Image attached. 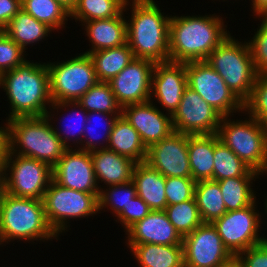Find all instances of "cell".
<instances>
[{"label":"cell","mask_w":267,"mask_h":267,"mask_svg":"<svg viewBox=\"0 0 267 267\" xmlns=\"http://www.w3.org/2000/svg\"><path fill=\"white\" fill-rule=\"evenodd\" d=\"M217 16L170 18L169 61H206L210 53L230 34Z\"/></svg>","instance_id":"6da1fadb"},{"label":"cell","mask_w":267,"mask_h":267,"mask_svg":"<svg viewBox=\"0 0 267 267\" xmlns=\"http://www.w3.org/2000/svg\"><path fill=\"white\" fill-rule=\"evenodd\" d=\"M3 86L11 105L9 119L45 116L50 96L47 65L25 60L17 68L2 73Z\"/></svg>","instance_id":"7a4b0ae2"},{"label":"cell","mask_w":267,"mask_h":267,"mask_svg":"<svg viewBox=\"0 0 267 267\" xmlns=\"http://www.w3.org/2000/svg\"><path fill=\"white\" fill-rule=\"evenodd\" d=\"M127 25V44L135 58L155 63L169 61L170 17L153 0H133Z\"/></svg>","instance_id":"3957f363"},{"label":"cell","mask_w":267,"mask_h":267,"mask_svg":"<svg viewBox=\"0 0 267 267\" xmlns=\"http://www.w3.org/2000/svg\"><path fill=\"white\" fill-rule=\"evenodd\" d=\"M49 112L39 117H19L8 120L9 151L42 161L52 168L67 149L49 123ZM19 147L18 150L15 146Z\"/></svg>","instance_id":"277c9868"},{"label":"cell","mask_w":267,"mask_h":267,"mask_svg":"<svg viewBox=\"0 0 267 267\" xmlns=\"http://www.w3.org/2000/svg\"><path fill=\"white\" fill-rule=\"evenodd\" d=\"M57 237L48 224L42 200L14 197L0 198V245L8 240H39Z\"/></svg>","instance_id":"5b68a950"},{"label":"cell","mask_w":267,"mask_h":267,"mask_svg":"<svg viewBox=\"0 0 267 267\" xmlns=\"http://www.w3.org/2000/svg\"><path fill=\"white\" fill-rule=\"evenodd\" d=\"M206 61L243 103L249 98L257 72L248 42L242 45L228 35Z\"/></svg>","instance_id":"8992f818"},{"label":"cell","mask_w":267,"mask_h":267,"mask_svg":"<svg viewBox=\"0 0 267 267\" xmlns=\"http://www.w3.org/2000/svg\"><path fill=\"white\" fill-rule=\"evenodd\" d=\"M225 116L217 135L247 166L259 174L267 173V141L260 121H232ZM228 120V121H227Z\"/></svg>","instance_id":"52a82bcc"},{"label":"cell","mask_w":267,"mask_h":267,"mask_svg":"<svg viewBox=\"0 0 267 267\" xmlns=\"http://www.w3.org/2000/svg\"><path fill=\"white\" fill-rule=\"evenodd\" d=\"M49 71L50 96L53 103L77 102L98 82L89 54L66 62L46 64Z\"/></svg>","instance_id":"ba28073f"},{"label":"cell","mask_w":267,"mask_h":267,"mask_svg":"<svg viewBox=\"0 0 267 267\" xmlns=\"http://www.w3.org/2000/svg\"><path fill=\"white\" fill-rule=\"evenodd\" d=\"M100 194L85 193L51 181L43 196V204L48 224L58 234L65 231V220L82 218L99 211Z\"/></svg>","instance_id":"9c48e42d"},{"label":"cell","mask_w":267,"mask_h":267,"mask_svg":"<svg viewBox=\"0 0 267 267\" xmlns=\"http://www.w3.org/2000/svg\"><path fill=\"white\" fill-rule=\"evenodd\" d=\"M12 156L13 158L15 156V160L12 159ZM3 168L4 172L7 168L11 169L9 177L4 173V190L5 193L14 197L42 200L53 180L50 165L34 158L14 155L9 150Z\"/></svg>","instance_id":"30bf717a"},{"label":"cell","mask_w":267,"mask_h":267,"mask_svg":"<svg viewBox=\"0 0 267 267\" xmlns=\"http://www.w3.org/2000/svg\"><path fill=\"white\" fill-rule=\"evenodd\" d=\"M187 86L197 92L223 117L244 109V103L231 91L207 61L186 63Z\"/></svg>","instance_id":"8fae6325"},{"label":"cell","mask_w":267,"mask_h":267,"mask_svg":"<svg viewBox=\"0 0 267 267\" xmlns=\"http://www.w3.org/2000/svg\"><path fill=\"white\" fill-rule=\"evenodd\" d=\"M255 208L254 202L243 209L227 211L212 223L234 257L266 239L258 237L260 220Z\"/></svg>","instance_id":"7c38bea8"},{"label":"cell","mask_w":267,"mask_h":267,"mask_svg":"<svg viewBox=\"0 0 267 267\" xmlns=\"http://www.w3.org/2000/svg\"><path fill=\"white\" fill-rule=\"evenodd\" d=\"M185 267H222L234 256L212 223H203L183 237Z\"/></svg>","instance_id":"4fadbf2b"},{"label":"cell","mask_w":267,"mask_h":267,"mask_svg":"<svg viewBox=\"0 0 267 267\" xmlns=\"http://www.w3.org/2000/svg\"><path fill=\"white\" fill-rule=\"evenodd\" d=\"M173 129L189 135L217 134L223 116L189 87L171 115Z\"/></svg>","instance_id":"5bb4252c"},{"label":"cell","mask_w":267,"mask_h":267,"mask_svg":"<svg viewBox=\"0 0 267 267\" xmlns=\"http://www.w3.org/2000/svg\"><path fill=\"white\" fill-rule=\"evenodd\" d=\"M155 64L148 59L134 58L108 82L117 103L121 107L150 101Z\"/></svg>","instance_id":"9a60e30c"},{"label":"cell","mask_w":267,"mask_h":267,"mask_svg":"<svg viewBox=\"0 0 267 267\" xmlns=\"http://www.w3.org/2000/svg\"><path fill=\"white\" fill-rule=\"evenodd\" d=\"M165 177H191L188 134L172 132L147 149L146 161Z\"/></svg>","instance_id":"2e32d148"},{"label":"cell","mask_w":267,"mask_h":267,"mask_svg":"<svg viewBox=\"0 0 267 267\" xmlns=\"http://www.w3.org/2000/svg\"><path fill=\"white\" fill-rule=\"evenodd\" d=\"M53 181L62 187L91 194H100L92 157L89 151L67 148L52 168ZM98 187V188H97ZM100 189V190H99Z\"/></svg>","instance_id":"e0dca14e"},{"label":"cell","mask_w":267,"mask_h":267,"mask_svg":"<svg viewBox=\"0 0 267 267\" xmlns=\"http://www.w3.org/2000/svg\"><path fill=\"white\" fill-rule=\"evenodd\" d=\"M152 103L150 100L129 104L123 106L121 110V114L139 133L141 141L147 149L174 132L171 115L167 117Z\"/></svg>","instance_id":"ac0fdd59"},{"label":"cell","mask_w":267,"mask_h":267,"mask_svg":"<svg viewBox=\"0 0 267 267\" xmlns=\"http://www.w3.org/2000/svg\"><path fill=\"white\" fill-rule=\"evenodd\" d=\"M187 87L186 63L167 61L155 64L151 93L168 110L167 116L178 108Z\"/></svg>","instance_id":"d6986e66"},{"label":"cell","mask_w":267,"mask_h":267,"mask_svg":"<svg viewBox=\"0 0 267 267\" xmlns=\"http://www.w3.org/2000/svg\"><path fill=\"white\" fill-rule=\"evenodd\" d=\"M82 145L80 149L91 154L96 181H104L108 186L132 181L135 161L107 148L98 149L93 140H87Z\"/></svg>","instance_id":"ffe728a7"},{"label":"cell","mask_w":267,"mask_h":267,"mask_svg":"<svg viewBox=\"0 0 267 267\" xmlns=\"http://www.w3.org/2000/svg\"><path fill=\"white\" fill-rule=\"evenodd\" d=\"M127 244L183 245V237L164 210H152L128 230Z\"/></svg>","instance_id":"44dd1931"},{"label":"cell","mask_w":267,"mask_h":267,"mask_svg":"<svg viewBox=\"0 0 267 267\" xmlns=\"http://www.w3.org/2000/svg\"><path fill=\"white\" fill-rule=\"evenodd\" d=\"M132 182L137 196L143 199L151 210H164L167 206L165 176L147 162L136 163Z\"/></svg>","instance_id":"7402d4cb"},{"label":"cell","mask_w":267,"mask_h":267,"mask_svg":"<svg viewBox=\"0 0 267 267\" xmlns=\"http://www.w3.org/2000/svg\"><path fill=\"white\" fill-rule=\"evenodd\" d=\"M123 11L116 17L84 22L86 32L92 41V50L100 51L118 47L127 43V21L123 18Z\"/></svg>","instance_id":"603a6c76"},{"label":"cell","mask_w":267,"mask_h":267,"mask_svg":"<svg viewBox=\"0 0 267 267\" xmlns=\"http://www.w3.org/2000/svg\"><path fill=\"white\" fill-rule=\"evenodd\" d=\"M109 144V145H107ZM101 149H109L128 157L136 163L145 162L147 148L142 143L139 133L121 114L117 117L110 134L109 142Z\"/></svg>","instance_id":"cb8c5ba5"},{"label":"cell","mask_w":267,"mask_h":267,"mask_svg":"<svg viewBox=\"0 0 267 267\" xmlns=\"http://www.w3.org/2000/svg\"><path fill=\"white\" fill-rule=\"evenodd\" d=\"M213 158L214 134H188V159L191 177L196 182L213 180Z\"/></svg>","instance_id":"d4e9b609"},{"label":"cell","mask_w":267,"mask_h":267,"mask_svg":"<svg viewBox=\"0 0 267 267\" xmlns=\"http://www.w3.org/2000/svg\"><path fill=\"white\" fill-rule=\"evenodd\" d=\"M140 267H184L183 245L128 244Z\"/></svg>","instance_id":"484cf974"},{"label":"cell","mask_w":267,"mask_h":267,"mask_svg":"<svg viewBox=\"0 0 267 267\" xmlns=\"http://www.w3.org/2000/svg\"><path fill=\"white\" fill-rule=\"evenodd\" d=\"M89 56L93 61L99 82H109L135 58L127 43L110 49L90 52Z\"/></svg>","instance_id":"4316f807"},{"label":"cell","mask_w":267,"mask_h":267,"mask_svg":"<svg viewBox=\"0 0 267 267\" xmlns=\"http://www.w3.org/2000/svg\"><path fill=\"white\" fill-rule=\"evenodd\" d=\"M213 180L220 181L232 177L257 176L258 172L247 166L230 148L214 134Z\"/></svg>","instance_id":"83f0119b"},{"label":"cell","mask_w":267,"mask_h":267,"mask_svg":"<svg viewBox=\"0 0 267 267\" xmlns=\"http://www.w3.org/2000/svg\"><path fill=\"white\" fill-rule=\"evenodd\" d=\"M194 198L203 223H213L227 212L218 181L196 182Z\"/></svg>","instance_id":"f1b7e54d"},{"label":"cell","mask_w":267,"mask_h":267,"mask_svg":"<svg viewBox=\"0 0 267 267\" xmlns=\"http://www.w3.org/2000/svg\"><path fill=\"white\" fill-rule=\"evenodd\" d=\"M52 29L39 22L22 9L14 16L3 31L23 50L28 44L44 39Z\"/></svg>","instance_id":"f546056e"},{"label":"cell","mask_w":267,"mask_h":267,"mask_svg":"<svg viewBox=\"0 0 267 267\" xmlns=\"http://www.w3.org/2000/svg\"><path fill=\"white\" fill-rule=\"evenodd\" d=\"M256 176L232 177L218 181L227 211L240 210L255 202L250 182Z\"/></svg>","instance_id":"4dcf8cb0"},{"label":"cell","mask_w":267,"mask_h":267,"mask_svg":"<svg viewBox=\"0 0 267 267\" xmlns=\"http://www.w3.org/2000/svg\"><path fill=\"white\" fill-rule=\"evenodd\" d=\"M129 0H77L70 13L83 23L91 20L108 19L118 16L128 5Z\"/></svg>","instance_id":"1f68e13d"},{"label":"cell","mask_w":267,"mask_h":267,"mask_svg":"<svg viewBox=\"0 0 267 267\" xmlns=\"http://www.w3.org/2000/svg\"><path fill=\"white\" fill-rule=\"evenodd\" d=\"M22 10L52 30L63 27L70 12L56 0H21Z\"/></svg>","instance_id":"d6a6232c"},{"label":"cell","mask_w":267,"mask_h":267,"mask_svg":"<svg viewBox=\"0 0 267 267\" xmlns=\"http://www.w3.org/2000/svg\"><path fill=\"white\" fill-rule=\"evenodd\" d=\"M77 102L86 112L121 114L122 110L108 82L98 81Z\"/></svg>","instance_id":"836d02e7"},{"label":"cell","mask_w":267,"mask_h":267,"mask_svg":"<svg viewBox=\"0 0 267 267\" xmlns=\"http://www.w3.org/2000/svg\"><path fill=\"white\" fill-rule=\"evenodd\" d=\"M164 211L182 237L203 224L195 198L167 205Z\"/></svg>","instance_id":"e575fe53"},{"label":"cell","mask_w":267,"mask_h":267,"mask_svg":"<svg viewBox=\"0 0 267 267\" xmlns=\"http://www.w3.org/2000/svg\"><path fill=\"white\" fill-rule=\"evenodd\" d=\"M136 195V188L132 181L109 186V190L106 189V192L105 190L100 191V196L98 199L99 210L108 205L117 215L123 208L127 207V205L130 203V200Z\"/></svg>","instance_id":"d590c367"},{"label":"cell","mask_w":267,"mask_h":267,"mask_svg":"<svg viewBox=\"0 0 267 267\" xmlns=\"http://www.w3.org/2000/svg\"><path fill=\"white\" fill-rule=\"evenodd\" d=\"M249 117L261 121L267 116V73L257 74L252 92L244 102V109Z\"/></svg>","instance_id":"8d00e7d4"},{"label":"cell","mask_w":267,"mask_h":267,"mask_svg":"<svg viewBox=\"0 0 267 267\" xmlns=\"http://www.w3.org/2000/svg\"><path fill=\"white\" fill-rule=\"evenodd\" d=\"M195 184L196 181L192 177H165L167 205L193 199Z\"/></svg>","instance_id":"74e56055"},{"label":"cell","mask_w":267,"mask_h":267,"mask_svg":"<svg viewBox=\"0 0 267 267\" xmlns=\"http://www.w3.org/2000/svg\"><path fill=\"white\" fill-rule=\"evenodd\" d=\"M24 50L17 45L3 30H0V73L13 70L25 59Z\"/></svg>","instance_id":"f35d334b"},{"label":"cell","mask_w":267,"mask_h":267,"mask_svg":"<svg viewBox=\"0 0 267 267\" xmlns=\"http://www.w3.org/2000/svg\"><path fill=\"white\" fill-rule=\"evenodd\" d=\"M251 41L248 46L255 70L257 74L267 73V17L262 19V24Z\"/></svg>","instance_id":"ab89813d"},{"label":"cell","mask_w":267,"mask_h":267,"mask_svg":"<svg viewBox=\"0 0 267 267\" xmlns=\"http://www.w3.org/2000/svg\"><path fill=\"white\" fill-rule=\"evenodd\" d=\"M151 211L147 203L136 195L130 200L127 207L123 208L116 216L119 218V221L123 223L127 231L132 225L142 220Z\"/></svg>","instance_id":"60d3db41"},{"label":"cell","mask_w":267,"mask_h":267,"mask_svg":"<svg viewBox=\"0 0 267 267\" xmlns=\"http://www.w3.org/2000/svg\"><path fill=\"white\" fill-rule=\"evenodd\" d=\"M236 258L243 267H267V240L240 252Z\"/></svg>","instance_id":"b9f144b4"},{"label":"cell","mask_w":267,"mask_h":267,"mask_svg":"<svg viewBox=\"0 0 267 267\" xmlns=\"http://www.w3.org/2000/svg\"><path fill=\"white\" fill-rule=\"evenodd\" d=\"M21 9V0H0V30H3Z\"/></svg>","instance_id":"7bdbcfd3"},{"label":"cell","mask_w":267,"mask_h":267,"mask_svg":"<svg viewBox=\"0 0 267 267\" xmlns=\"http://www.w3.org/2000/svg\"><path fill=\"white\" fill-rule=\"evenodd\" d=\"M70 104L71 105H73V106H77V108L79 107V109L81 108V111L82 112H80L79 113V111L77 112L78 113V115H77V117H78V119L80 118V117H82V116H80L79 114H81L82 115V113H83V115L86 113V115L83 117V118H80L81 119V121L80 122H83V123H86L87 122V119H85V118H87V113L88 112H85V110L84 109H82V106L78 103V102H56V103H52V105L51 106H54V107H52L53 109H56V106H57V109L59 108V107H65L66 108V106H70ZM84 119V120H83ZM73 120V119H72ZM83 123H81L80 125H79V127L83 124ZM68 126V132L70 133L71 131H69V128L72 126V125H67ZM73 127V126H72ZM67 129V128H66ZM70 129H72V128H70ZM75 129V128H74ZM54 131H55V133L57 134V136L59 137V139L61 140V142L63 143V145L66 147V148H70V146L69 145H67V144H69V143H66L67 142V140L69 139L70 140V138H68L69 136H68V133H67V136L65 135V137H63L62 135H60V132H57L56 131V129L54 128ZM74 131V130H73ZM83 132H85V130H84V125H82V128H81V130H78V135H83L84 137H87L88 135L87 134H84ZM65 133V134H66ZM73 133V132H72ZM71 136H75V134H72Z\"/></svg>","instance_id":"ee69618b"},{"label":"cell","mask_w":267,"mask_h":267,"mask_svg":"<svg viewBox=\"0 0 267 267\" xmlns=\"http://www.w3.org/2000/svg\"><path fill=\"white\" fill-rule=\"evenodd\" d=\"M95 114H98L99 116L102 115L103 117L105 116L106 119H107V116H108V115H109V116H112V115H113L112 117H109V116H108V122H106V124H107V128H106V129H107V130L105 129L106 132L104 133V137H105V139H106V143H107V142H109V138H110L111 131H112V129H113V125H114V123H115L117 117L120 116L121 114H107V113H104V112H95V111H92V112H89L88 115H87V116L90 117V118H89V117L86 118V119H87V122H88V121L93 122V121H91V119L94 118V116H96ZM91 115H92V116H91ZM115 115H116V116H115ZM91 117H92V118H91ZM94 119H95V118H94ZM101 119H102V118H101ZM94 121H95V120H94ZM98 121H99V120H98ZM91 128H93V127H92V126H90V127H84V130H87V129H88V132L90 131L91 133H92V132L94 133V132H95V131H94V128H93V129H91ZM93 133H92L91 136H90V134H89V138H91V139L94 138V137H93V135H94ZM95 139H96V138H95ZM95 139H94V140H95Z\"/></svg>","instance_id":"f6af8a7d"},{"label":"cell","mask_w":267,"mask_h":267,"mask_svg":"<svg viewBox=\"0 0 267 267\" xmlns=\"http://www.w3.org/2000/svg\"><path fill=\"white\" fill-rule=\"evenodd\" d=\"M9 150L8 125L0 127V162H4Z\"/></svg>","instance_id":"bcb514c9"},{"label":"cell","mask_w":267,"mask_h":267,"mask_svg":"<svg viewBox=\"0 0 267 267\" xmlns=\"http://www.w3.org/2000/svg\"><path fill=\"white\" fill-rule=\"evenodd\" d=\"M252 6L256 15L267 17V0H252Z\"/></svg>","instance_id":"7dc6e473"},{"label":"cell","mask_w":267,"mask_h":267,"mask_svg":"<svg viewBox=\"0 0 267 267\" xmlns=\"http://www.w3.org/2000/svg\"><path fill=\"white\" fill-rule=\"evenodd\" d=\"M63 7H65L70 13L76 6L77 0H56Z\"/></svg>","instance_id":"c3c4849f"},{"label":"cell","mask_w":267,"mask_h":267,"mask_svg":"<svg viewBox=\"0 0 267 267\" xmlns=\"http://www.w3.org/2000/svg\"><path fill=\"white\" fill-rule=\"evenodd\" d=\"M3 163L4 162H0V198L1 196L4 194L5 190H4V168H3Z\"/></svg>","instance_id":"681fc988"},{"label":"cell","mask_w":267,"mask_h":267,"mask_svg":"<svg viewBox=\"0 0 267 267\" xmlns=\"http://www.w3.org/2000/svg\"><path fill=\"white\" fill-rule=\"evenodd\" d=\"M222 267H243L242 264L234 257L229 263L225 264Z\"/></svg>","instance_id":"f907efd6"},{"label":"cell","mask_w":267,"mask_h":267,"mask_svg":"<svg viewBox=\"0 0 267 267\" xmlns=\"http://www.w3.org/2000/svg\"><path fill=\"white\" fill-rule=\"evenodd\" d=\"M261 126H262V130H263V133H264V136L266 138V141H267V116H265L261 121Z\"/></svg>","instance_id":"816d5d0a"},{"label":"cell","mask_w":267,"mask_h":267,"mask_svg":"<svg viewBox=\"0 0 267 267\" xmlns=\"http://www.w3.org/2000/svg\"><path fill=\"white\" fill-rule=\"evenodd\" d=\"M1 79H2V74L0 73V86H1Z\"/></svg>","instance_id":"f5cc1de1"},{"label":"cell","mask_w":267,"mask_h":267,"mask_svg":"<svg viewBox=\"0 0 267 267\" xmlns=\"http://www.w3.org/2000/svg\"><path fill=\"white\" fill-rule=\"evenodd\" d=\"M265 205H266V212H267V199H266V204ZM265 240H267V239H265Z\"/></svg>","instance_id":"db71d44e"}]
</instances>
